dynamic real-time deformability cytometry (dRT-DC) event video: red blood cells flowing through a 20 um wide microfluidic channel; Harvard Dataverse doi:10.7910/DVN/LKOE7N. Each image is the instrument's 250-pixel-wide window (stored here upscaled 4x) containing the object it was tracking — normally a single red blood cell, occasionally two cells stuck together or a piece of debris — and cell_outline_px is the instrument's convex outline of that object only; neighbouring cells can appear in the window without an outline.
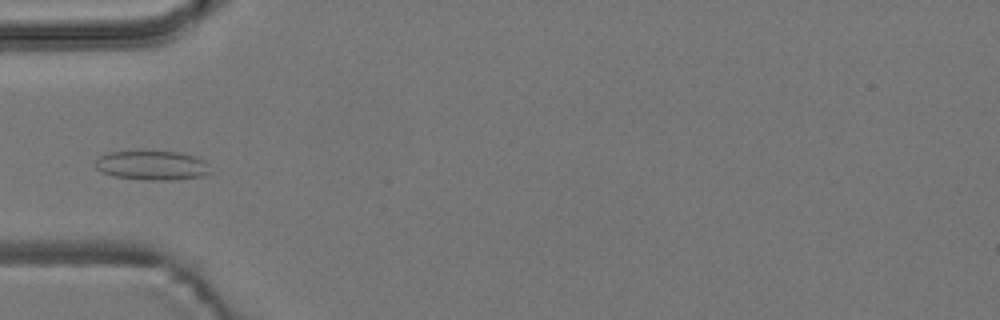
{"species": "common noctule bat (a hibernating species)", "species_latin": "Nyctalus noctula", "temperature_condition": "room temperature", "stored_images_in_passage": 5, "camera_frame_rate_fps": 3000, "um_per_image_px": 0.085, "animal": {"sex": "male", "body_mass_g": 19.2, "forearm_length_mm": 51.8}, "frame": {"image": 1, "passage_image": 5, "time_ms": 5.333, "image_size_px": [1000, 320], "cell_outline_px": [[212, 172], [204, 176], [176, 180], [148, 180], [112, 176], [100, 172], [96, 168], [96, 160], [100, 156], [108, 152], [180, 152], [204, 160], [208, 164]], "centroid_in_image_um": [12.95, 14.08], "position_along_channel_um": 72.1, "area_um2": 19.65}}